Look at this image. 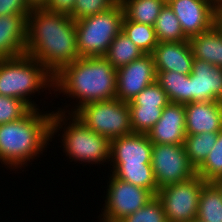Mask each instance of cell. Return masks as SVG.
<instances>
[{"label": "cell", "instance_id": "7a4b0ae2", "mask_svg": "<svg viewBox=\"0 0 222 222\" xmlns=\"http://www.w3.org/2000/svg\"><path fill=\"white\" fill-rule=\"evenodd\" d=\"M53 88L76 98L74 113L84 104L116 98V69L105 57H80L54 76Z\"/></svg>", "mask_w": 222, "mask_h": 222}, {"label": "cell", "instance_id": "ac0fdd59", "mask_svg": "<svg viewBox=\"0 0 222 222\" xmlns=\"http://www.w3.org/2000/svg\"><path fill=\"white\" fill-rule=\"evenodd\" d=\"M27 16H0V60L25 55Z\"/></svg>", "mask_w": 222, "mask_h": 222}, {"label": "cell", "instance_id": "60d3db41", "mask_svg": "<svg viewBox=\"0 0 222 222\" xmlns=\"http://www.w3.org/2000/svg\"><path fill=\"white\" fill-rule=\"evenodd\" d=\"M217 4H219L222 0H214Z\"/></svg>", "mask_w": 222, "mask_h": 222}, {"label": "cell", "instance_id": "8992f818", "mask_svg": "<svg viewBox=\"0 0 222 222\" xmlns=\"http://www.w3.org/2000/svg\"><path fill=\"white\" fill-rule=\"evenodd\" d=\"M124 11L118 1L110 9L75 21L80 57H104L114 38L122 31Z\"/></svg>", "mask_w": 222, "mask_h": 222}, {"label": "cell", "instance_id": "4dcf8cb0", "mask_svg": "<svg viewBox=\"0 0 222 222\" xmlns=\"http://www.w3.org/2000/svg\"><path fill=\"white\" fill-rule=\"evenodd\" d=\"M119 222H168L160 199L155 195L142 208Z\"/></svg>", "mask_w": 222, "mask_h": 222}, {"label": "cell", "instance_id": "836d02e7", "mask_svg": "<svg viewBox=\"0 0 222 222\" xmlns=\"http://www.w3.org/2000/svg\"><path fill=\"white\" fill-rule=\"evenodd\" d=\"M31 10L26 0H0V16L29 15Z\"/></svg>", "mask_w": 222, "mask_h": 222}, {"label": "cell", "instance_id": "7c38bea8", "mask_svg": "<svg viewBox=\"0 0 222 222\" xmlns=\"http://www.w3.org/2000/svg\"><path fill=\"white\" fill-rule=\"evenodd\" d=\"M157 73L152 54H145L116 70V98L131 101L144 88L156 81Z\"/></svg>", "mask_w": 222, "mask_h": 222}, {"label": "cell", "instance_id": "8fae6325", "mask_svg": "<svg viewBox=\"0 0 222 222\" xmlns=\"http://www.w3.org/2000/svg\"><path fill=\"white\" fill-rule=\"evenodd\" d=\"M166 3L176 15L182 32L188 39L216 24L219 4L214 0H169Z\"/></svg>", "mask_w": 222, "mask_h": 222}, {"label": "cell", "instance_id": "4316f807", "mask_svg": "<svg viewBox=\"0 0 222 222\" xmlns=\"http://www.w3.org/2000/svg\"><path fill=\"white\" fill-rule=\"evenodd\" d=\"M122 32L145 54H152L158 45L154 26L133 22L123 17Z\"/></svg>", "mask_w": 222, "mask_h": 222}, {"label": "cell", "instance_id": "f35d334b", "mask_svg": "<svg viewBox=\"0 0 222 222\" xmlns=\"http://www.w3.org/2000/svg\"><path fill=\"white\" fill-rule=\"evenodd\" d=\"M219 14L222 16V1L219 3Z\"/></svg>", "mask_w": 222, "mask_h": 222}, {"label": "cell", "instance_id": "9a60e30c", "mask_svg": "<svg viewBox=\"0 0 222 222\" xmlns=\"http://www.w3.org/2000/svg\"><path fill=\"white\" fill-rule=\"evenodd\" d=\"M147 136L155 144H184L186 138L184 104L169 102Z\"/></svg>", "mask_w": 222, "mask_h": 222}, {"label": "cell", "instance_id": "4fadbf2b", "mask_svg": "<svg viewBox=\"0 0 222 222\" xmlns=\"http://www.w3.org/2000/svg\"><path fill=\"white\" fill-rule=\"evenodd\" d=\"M153 143L147 134L131 133L110 142V164L151 165Z\"/></svg>", "mask_w": 222, "mask_h": 222}, {"label": "cell", "instance_id": "484cf974", "mask_svg": "<svg viewBox=\"0 0 222 222\" xmlns=\"http://www.w3.org/2000/svg\"><path fill=\"white\" fill-rule=\"evenodd\" d=\"M154 29L158 43L188 40L182 32L179 20L167 3L160 11Z\"/></svg>", "mask_w": 222, "mask_h": 222}, {"label": "cell", "instance_id": "5b68a950", "mask_svg": "<svg viewBox=\"0 0 222 222\" xmlns=\"http://www.w3.org/2000/svg\"><path fill=\"white\" fill-rule=\"evenodd\" d=\"M48 87L54 89V76L34 58L22 55L0 60V95L23 100L38 109L29 97Z\"/></svg>", "mask_w": 222, "mask_h": 222}, {"label": "cell", "instance_id": "7402d4cb", "mask_svg": "<svg viewBox=\"0 0 222 222\" xmlns=\"http://www.w3.org/2000/svg\"><path fill=\"white\" fill-rule=\"evenodd\" d=\"M197 219L201 222H222V193L213 182L202 186Z\"/></svg>", "mask_w": 222, "mask_h": 222}, {"label": "cell", "instance_id": "603a6c76", "mask_svg": "<svg viewBox=\"0 0 222 222\" xmlns=\"http://www.w3.org/2000/svg\"><path fill=\"white\" fill-rule=\"evenodd\" d=\"M112 175L122 181L150 190L154 195L158 192L152 165H112Z\"/></svg>", "mask_w": 222, "mask_h": 222}, {"label": "cell", "instance_id": "ba28073f", "mask_svg": "<svg viewBox=\"0 0 222 222\" xmlns=\"http://www.w3.org/2000/svg\"><path fill=\"white\" fill-rule=\"evenodd\" d=\"M206 183L195 174L192 178L161 187L157 192L168 222H191L197 218L199 196Z\"/></svg>", "mask_w": 222, "mask_h": 222}, {"label": "cell", "instance_id": "2e32d148", "mask_svg": "<svg viewBox=\"0 0 222 222\" xmlns=\"http://www.w3.org/2000/svg\"><path fill=\"white\" fill-rule=\"evenodd\" d=\"M186 134L220 132L222 101H194L184 104Z\"/></svg>", "mask_w": 222, "mask_h": 222}, {"label": "cell", "instance_id": "277c9868", "mask_svg": "<svg viewBox=\"0 0 222 222\" xmlns=\"http://www.w3.org/2000/svg\"><path fill=\"white\" fill-rule=\"evenodd\" d=\"M68 112V116H66L67 111L65 112L64 109L53 111L51 119V136H54L60 128L62 129L63 125L66 127L63 128L64 133L62 134L63 151L66 156L68 155L73 161H81L82 163L103 164L109 162L111 141L87 128L73 113L70 114L71 111ZM69 116L72 123L70 120L68 124Z\"/></svg>", "mask_w": 222, "mask_h": 222}, {"label": "cell", "instance_id": "cb8c5ba5", "mask_svg": "<svg viewBox=\"0 0 222 222\" xmlns=\"http://www.w3.org/2000/svg\"><path fill=\"white\" fill-rule=\"evenodd\" d=\"M143 55H145V53L121 31L110 44L104 57L117 70L120 67L141 58Z\"/></svg>", "mask_w": 222, "mask_h": 222}, {"label": "cell", "instance_id": "ab89813d", "mask_svg": "<svg viewBox=\"0 0 222 222\" xmlns=\"http://www.w3.org/2000/svg\"><path fill=\"white\" fill-rule=\"evenodd\" d=\"M191 222H201V221L196 218V219L192 220Z\"/></svg>", "mask_w": 222, "mask_h": 222}, {"label": "cell", "instance_id": "44dd1931", "mask_svg": "<svg viewBox=\"0 0 222 222\" xmlns=\"http://www.w3.org/2000/svg\"><path fill=\"white\" fill-rule=\"evenodd\" d=\"M127 20L154 26L165 0H119Z\"/></svg>", "mask_w": 222, "mask_h": 222}, {"label": "cell", "instance_id": "8d00e7d4", "mask_svg": "<svg viewBox=\"0 0 222 222\" xmlns=\"http://www.w3.org/2000/svg\"><path fill=\"white\" fill-rule=\"evenodd\" d=\"M213 183L218 187V189L222 193V177L216 179Z\"/></svg>", "mask_w": 222, "mask_h": 222}, {"label": "cell", "instance_id": "52a82bcc", "mask_svg": "<svg viewBox=\"0 0 222 222\" xmlns=\"http://www.w3.org/2000/svg\"><path fill=\"white\" fill-rule=\"evenodd\" d=\"M73 114L87 128L110 141L133 133L128 102L117 98L84 104Z\"/></svg>", "mask_w": 222, "mask_h": 222}, {"label": "cell", "instance_id": "f546056e", "mask_svg": "<svg viewBox=\"0 0 222 222\" xmlns=\"http://www.w3.org/2000/svg\"><path fill=\"white\" fill-rule=\"evenodd\" d=\"M168 103L169 100L166 92L162 89L160 84L155 81L129 101L128 106L164 108Z\"/></svg>", "mask_w": 222, "mask_h": 222}, {"label": "cell", "instance_id": "3957f363", "mask_svg": "<svg viewBox=\"0 0 222 222\" xmlns=\"http://www.w3.org/2000/svg\"><path fill=\"white\" fill-rule=\"evenodd\" d=\"M31 109L19 120L0 125V162L20 168L46 150L51 136V113ZM19 166V167H18Z\"/></svg>", "mask_w": 222, "mask_h": 222}, {"label": "cell", "instance_id": "5bb4252c", "mask_svg": "<svg viewBox=\"0 0 222 222\" xmlns=\"http://www.w3.org/2000/svg\"><path fill=\"white\" fill-rule=\"evenodd\" d=\"M222 101V69L194 58L190 74V102Z\"/></svg>", "mask_w": 222, "mask_h": 222}, {"label": "cell", "instance_id": "e575fe53", "mask_svg": "<svg viewBox=\"0 0 222 222\" xmlns=\"http://www.w3.org/2000/svg\"><path fill=\"white\" fill-rule=\"evenodd\" d=\"M75 2L76 0H49L45 9L70 15L74 9Z\"/></svg>", "mask_w": 222, "mask_h": 222}, {"label": "cell", "instance_id": "d6986e66", "mask_svg": "<svg viewBox=\"0 0 222 222\" xmlns=\"http://www.w3.org/2000/svg\"><path fill=\"white\" fill-rule=\"evenodd\" d=\"M188 40L194 58L222 69V29L217 23Z\"/></svg>", "mask_w": 222, "mask_h": 222}, {"label": "cell", "instance_id": "d590c367", "mask_svg": "<svg viewBox=\"0 0 222 222\" xmlns=\"http://www.w3.org/2000/svg\"><path fill=\"white\" fill-rule=\"evenodd\" d=\"M28 5L33 8H45L49 0H26Z\"/></svg>", "mask_w": 222, "mask_h": 222}, {"label": "cell", "instance_id": "e0dca14e", "mask_svg": "<svg viewBox=\"0 0 222 222\" xmlns=\"http://www.w3.org/2000/svg\"><path fill=\"white\" fill-rule=\"evenodd\" d=\"M156 71H175L180 74L192 73L193 53L189 40L160 42L152 52Z\"/></svg>", "mask_w": 222, "mask_h": 222}, {"label": "cell", "instance_id": "ffe728a7", "mask_svg": "<svg viewBox=\"0 0 222 222\" xmlns=\"http://www.w3.org/2000/svg\"><path fill=\"white\" fill-rule=\"evenodd\" d=\"M156 81L166 92L169 102L190 103V75L175 71H156Z\"/></svg>", "mask_w": 222, "mask_h": 222}, {"label": "cell", "instance_id": "9c48e42d", "mask_svg": "<svg viewBox=\"0 0 222 222\" xmlns=\"http://www.w3.org/2000/svg\"><path fill=\"white\" fill-rule=\"evenodd\" d=\"M109 179L104 211L99 216L100 222H119L155 196L150 190L122 181L112 174Z\"/></svg>", "mask_w": 222, "mask_h": 222}, {"label": "cell", "instance_id": "1f68e13d", "mask_svg": "<svg viewBox=\"0 0 222 222\" xmlns=\"http://www.w3.org/2000/svg\"><path fill=\"white\" fill-rule=\"evenodd\" d=\"M31 109L23 100L0 95V125L21 119Z\"/></svg>", "mask_w": 222, "mask_h": 222}, {"label": "cell", "instance_id": "f1b7e54d", "mask_svg": "<svg viewBox=\"0 0 222 222\" xmlns=\"http://www.w3.org/2000/svg\"><path fill=\"white\" fill-rule=\"evenodd\" d=\"M163 109L159 107L129 106L132 132L147 134L160 119Z\"/></svg>", "mask_w": 222, "mask_h": 222}, {"label": "cell", "instance_id": "d4e9b609", "mask_svg": "<svg viewBox=\"0 0 222 222\" xmlns=\"http://www.w3.org/2000/svg\"><path fill=\"white\" fill-rule=\"evenodd\" d=\"M218 132H202L200 134H186L184 148L189 163L197 169L207 158L210 150L214 147Z\"/></svg>", "mask_w": 222, "mask_h": 222}, {"label": "cell", "instance_id": "6da1fadb", "mask_svg": "<svg viewBox=\"0 0 222 222\" xmlns=\"http://www.w3.org/2000/svg\"><path fill=\"white\" fill-rule=\"evenodd\" d=\"M25 55L57 75L80 58L75 21L68 14L33 8L27 16Z\"/></svg>", "mask_w": 222, "mask_h": 222}, {"label": "cell", "instance_id": "74e56055", "mask_svg": "<svg viewBox=\"0 0 222 222\" xmlns=\"http://www.w3.org/2000/svg\"><path fill=\"white\" fill-rule=\"evenodd\" d=\"M216 23L220 26L222 29V16L218 13Z\"/></svg>", "mask_w": 222, "mask_h": 222}, {"label": "cell", "instance_id": "d6a6232c", "mask_svg": "<svg viewBox=\"0 0 222 222\" xmlns=\"http://www.w3.org/2000/svg\"><path fill=\"white\" fill-rule=\"evenodd\" d=\"M119 0H76L74 9L69 15L74 21L96 15L113 7Z\"/></svg>", "mask_w": 222, "mask_h": 222}, {"label": "cell", "instance_id": "83f0119b", "mask_svg": "<svg viewBox=\"0 0 222 222\" xmlns=\"http://www.w3.org/2000/svg\"><path fill=\"white\" fill-rule=\"evenodd\" d=\"M196 174L206 182L222 177V130L218 132L216 143L207 158L196 169Z\"/></svg>", "mask_w": 222, "mask_h": 222}, {"label": "cell", "instance_id": "30bf717a", "mask_svg": "<svg viewBox=\"0 0 222 222\" xmlns=\"http://www.w3.org/2000/svg\"><path fill=\"white\" fill-rule=\"evenodd\" d=\"M151 165L158 190L169 184L188 180L196 174L183 144L153 143Z\"/></svg>", "mask_w": 222, "mask_h": 222}]
</instances>
